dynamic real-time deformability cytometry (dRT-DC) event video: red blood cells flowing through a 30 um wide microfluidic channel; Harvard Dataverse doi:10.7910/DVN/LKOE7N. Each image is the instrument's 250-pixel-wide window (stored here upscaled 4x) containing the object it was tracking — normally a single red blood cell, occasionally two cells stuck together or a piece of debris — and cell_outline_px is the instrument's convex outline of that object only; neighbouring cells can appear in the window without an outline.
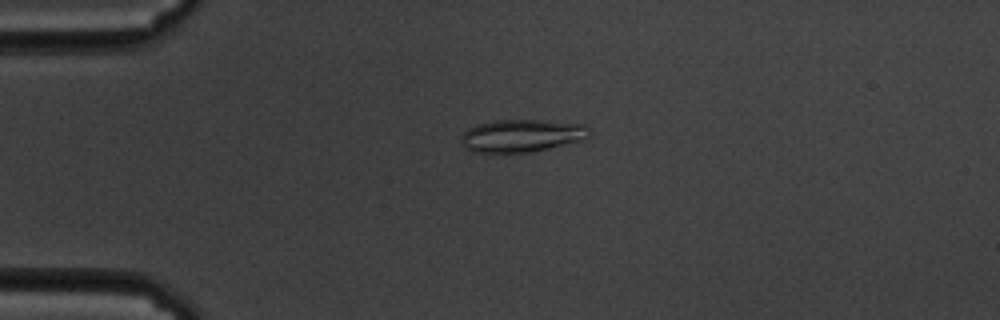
{"species": "common noctule bat (a hibernating species)", "species_latin": "Nyctalus noctula", "temperature_condition": "cold", "stored_images_in_passage": 51, "camera_frame_rate_fps": 3000, "um_per_image_px": 0.085, "animal": {"sex": "male", "body_mass_g": 19.5, "forearm_length_mm": 54.6}, "frame": {"image": 1, "passage_image": 6, "time_ms": 1.667, "image_size_px": [1000, 320], "cell_outline_px": [[592, 132], [584, 140], [548, 148], [528, 152], [472, 152], [464, 148], [460, 144], [460, 136], [468, 128], [476, 124], [492, 120], [544, 120], [584, 124]], "centroid_in_image_um": [44.31, 11.52], "position_along_channel_um": 40.7, "area_um2": 24.62}}
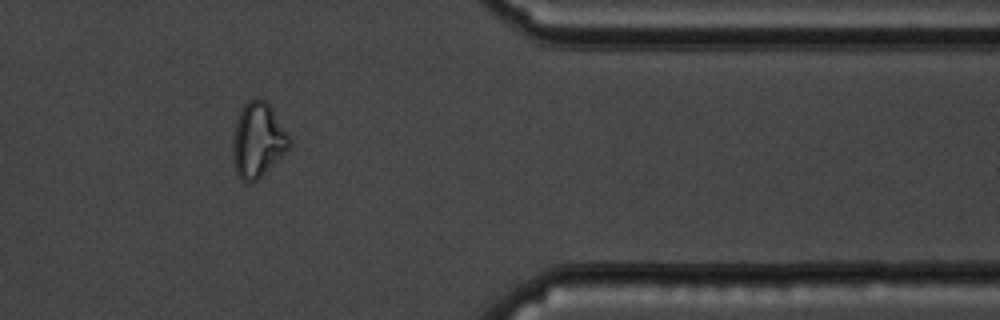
{"frame": {"image": 2, "passage_image": 41, "time_ms": 13.333, "image_size_px": [1000, 320], "cell_outline_px": [[292, 144], [252, 184], [244, 184], [240, 180], [236, 172], [232, 160], [232, 140], [236, 124], [240, 112], [244, 104], [248, 100], [264, 100], [272, 108], [288, 132], [292, 140]], "centroid_in_image_um": [21.9, 11.94], "position_along_channel_um": 389.5, "area_um2": 24.51}}
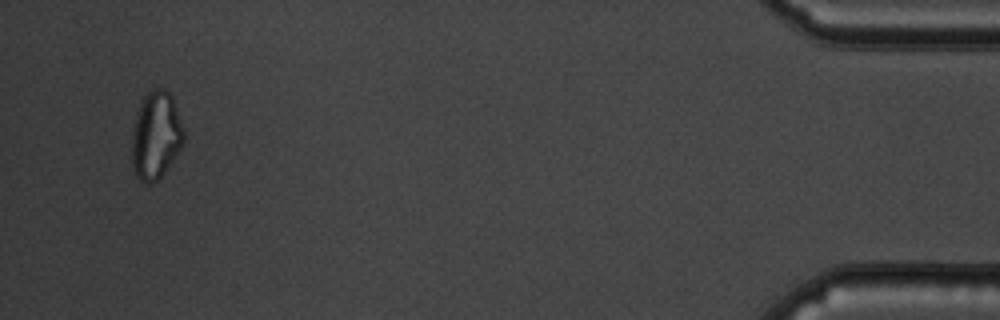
{"frame": {"image": 3, "passage_image": 49, "time_ms": 16.0, "image_size_px": [1000, 320], "cell_outline_px": [[184, 140], [180, 148], [164, 172], [152, 184], [144, 184], [136, 176], [132, 168], [132, 128], [136, 112], [140, 100], [152, 88], [164, 88], [172, 96], [184, 128]], "centroid_in_image_um": [13.22, 11.49], "position_along_channel_um": 422.0, "area_um2": 26.76}, "authors_computed_cell_mechanics": {"area_um2": 21.8484, "velocity_mm_per_s": 3.3799, "shape_relaxation_time_tau1_ms": null, "shape_relaxation_time_tau2_ms": 1.6565, "deformation_change_tau1": null, "deformation_change_tau2": 0.078}}